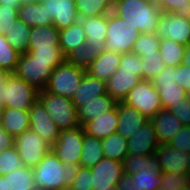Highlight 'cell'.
I'll use <instances>...</instances> for the list:
<instances>
[{"instance_id": "6125c7cd", "label": "cell", "mask_w": 190, "mask_h": 190, "mask_svg": "<svg viewBox=\"0 0 190 190\" xmlns=\"http://www.w3.org/2000/svg\"><path fill=\"white\" fill-rule=\"evenodd\" d=\"M189 157H190V153H189ZM187 174L190 176V159L188 161Z\"/></svg>"}, {"instance_id": "2e32d148", "label": "cell", "mask_w": 190, "mask_h": 190, "mask_svg": "<svg viewBox=\"0 0 190 190\" xmlns=\"http://www.w3.org/2000/svg\"><path fill=\"white\" fill-rule=\"evenodd\" d=\"M40 3L59 31L80 20L75 0H42Z\"/></svg>"}, {"instance_id": "30bf717a", "label": "cell", "mask_w": 190, "mask_h": 190, "mask_svg": "<svg viewBox=\"0 0 190 190\" xmlns=\"http://www.w3.org/2000/svg\"><path fill=\"white\" fill-rule=\"evenodd\" d=\"M14 146L26 167H36L51 147L31 129L14 138Z\"/></svg>"}, {"instance_id": "816d5d0a", "label": "cell", "mask_w": 190, "mask_h": 190, "mask_svg": "<svg viewBox=\"0 0 190 190\" xmlns=\"http://www.w3.org/2000/svg\"><path fill=\"white\" fill-rule=\"evenodd\" d=\"M176 83L188 93L190 91V66L180 64L175 67Z\"/></svg>"}, {"instance_id": "cb8c5ba5", "label": "cell", "mask_w": 190, "mask_h": 190, "mask_svg": "<svg viewBox=\"0 0 190 190\" xmlns=\"http://www.w3.org/2000/svg\"><path fill=\"white\" fill-rule=\"evenodd\" d=\"M118 125V111L115 107L113 110L105 112L100 116H96L91 122L83 125L84 132L90 136L96 137L100 140L117 132Z\"/></svg>"}, {"instance_id": "6da1fadb", "label": "cell", "mask_w": 190, "mask_h": 190, "mask_svg": "<svg viewBox=\"0 0 190 190\" xmlns=\"http://www.w3.org/2000/svg\"><path fill=\"white\" fill-rule=\"evenodd\" d=\"M112 12L128 21L140 33H155L162 14L155 0H115Z\"/></svg>"}, {"instance_id": "681fc988", "label": "cell", "mask_w": 190, "mask_h": 190, "mask_svg": "<svg viewBox=\"0 0 190 190\" xmlns=\"http://www.w3.org/2000/svg\"><path fill=\"white\" fill-rule=\"evenodd\" d=\"M168 144L172 148L190 153V126H182L181 130Z\"/></svg>"}, {"instance_id": "e575fe53", "label": "cell", "mask_w": 190, "mask_h": 190, "mask_svg": "<svg viewBox=\"0 0 190 190\" xmlns=\"http://www.w3.org/2000/svg\"><path fill=\"white\" fill-rule=\"evenodd\" d=\"M7 186L9 190H32L35 186L32 168L20 167L7 174Z\"/></svg>"}, {"instance_id": "d6a6232c", "label": "cell", "mask_w": 190, "mask_h": 190, "mask_svg": "<svg viewBox=\"0 0 190 190\" xmlns=\"http://www.w3.org/2000/svg\"><path fill=\"white\" fill-rule=\"evenodd\" d=\"M101 141L104 158L124 162V159L128 156V142L126 138L116 132Z\"/></svg>"}, {"instance_id": "6f0895ef", "label": "cell", "mask_w": 190, "mask_h": 190, "mask_svg": "<svg viewBox=\"0 0 190 190\" xmlns=\"http://www.w3.org/2000/svg\"><path fill=\"white\" fill-rule=\"evenodd\" d=\"M0 190H9L7 186V177L0 176Z\"/></svg>"}, {"instance_id": "03108f58", "label": "cell", "mask_w": 190, "mask_h": 190, "mask_svg": "<svg viewBox=\"0 0 190 190\" xmlns=\"http://www.w3.org/2000/svg\"><path fill=\"white\" fill-rule=\"evenodd\" d=\"M111 190H118L116 186H111Z\"/></svg>"}, {"instance_id": "f1b7e54d", "label": "cell", "mask_w": 190, "mask_h": 190, "mask_svg": "<svg viewBox=\"0 0 190 190\" xmlns=\"http://www.w3.org/2000/svg\"><path fill=\"white\" fill-rule=\"evenodd\" d=\"M31 29L32 27L18 17L4 36L8 44L18 53H27L29 50V36Z\"/></svg>"}, {"instance_id": "f907efd6", "label": "cell", "mask_w": 190, "mask_h": 190, "mask_svg": "<svg viewBox=\"0 0 190 190\" xmlns=\"http://www.w3.org/2000/svg\"><path fill=\"white\" fill-rule=\"evenodd\" d=\"M168 110L178 117L182 126H190V100L188 98L177 105L170 106Z\"/></svg>"}, {"instance_id": "83f0119b", "label": "cell", "mask_w": 190, "mask_h": 190, "mask_svg": "<svg viewBox=\"0 0 190 190\" xmlns=\"http://www.w3.org/2000/svg\"><path fill=\"white\" fill-rule=\"evenodd\" d=\"M29 48H60L59 30L53 24L32 27Z\"/></svg>"}, {"instance_id": "d6986e66", "label": "cell", "mask_w": 190, "mask_h": 190, "mask_svg": "<svg viewBox=\"0 0 190 190\" xmlns=\"http://www.w3.org/2000/svg\"><path fill=\"white\" fill-rule=\"evenodd\" d=\"M140 81L137 72L117 70L106 82L107 93L117 102H123Z\"/></svg>"}, {"instance_id": "4dcf8cb0", "label": "cell", "mask_w": 190, "mask_h": 190, "mask_svg": "<svg viewBox=\"0 0 190 190\" xmlns=\"http://www.w3.org/2000/svg\"><path fill=\"white\" fill-rule=\"evenodd\" d=\"M86 34L78 21L68 28L59 31V45L64 57H66L76 47L85 44Z\"/></svg>"}, {"instance_id": "ab89813d", "label": "cell", "mask_w": 190, "mask_h": 190, "mask_svg": "<svg viewBox=\"0 0 190 190\" xmlns=\"http://www.w3.org/2000/svg\"><path fill=\"white\" fill-rule=\"evenodd\" d=\"M20 53L12 48L4 35L0 34V68L12 74L16 68Z\"/></svg>"}, {"instance_id": "74e56055", "label": "cell", "mask_w": 190, "mask_h": 190, "mask_svg": "<svg viewBox=\"0 0 190 190\" xmlns=\"http://www.w3.org/2000/svg\"><path fill=\"white\" fill-rule=\"evenodd\" d=\"M143 66H142V79L153 81L166 66L162 60L160 51H154L140 55Z\"/></svg>"}, {"instance_id": "f546056e", "label": "cell", "mask_w": 190, "mask_h": 190, "mask_svg": "<svg viewBox=\"0 0 190 190\" xmlns=\"http://www.w3.org/2000/svg\"><path fill=\"white\" fill-rule=\"evenodd\" d=\"M18 17L30 27L52 24V18L40 2L23 3L18 8Z\"/></svg>"}, {"instance_id": "680465c9", "label": "cell", "mask_w": 190, "mask_h": 190, "mask_svg": "<svg viewBox=\"0 0 190 190\" xmlns=\"http://www.w3.org/2000/svg\"><path fill=\"white\" fill-rule=\"evenodd\" d=\"M42 0H22V4L23 3H37V2H41Z\"/></svg>"}, {"instance_id": "9a60e30c", "label": "cell", "mask_w": 190, "mask_h": 190, "mask_svg": "<svg viewBox=\"0 0 190 190\" xmlns=\"http://www.w3.org/2000/svg\"><path fill=\"white\" fill-rule=\"evenodd\" d=\"M160 174L161 170L157 164L140 170L134 175L124 173L116 188L118 190H159Z\"/></svg>"}, {"instance_id": "7a4b0ae2", "label": "cell", "mask_w": 190, "mask_h": 190, "mask_svg": "<svg viewBox=\"0 0 190 190\" xmlns=\"http://www.w3.org/2000/svg\"><path fill=\"white\" fill-rule=\"evenodd\" d=\"M32 173L35 185L46 190H55L71 183L72 170L52 150L32 168Z\"/></svg>"}, {"instance_id": "11a10c76", "label": "cell", "mask_w": 190, "mask_h": 190, "mask_svg": "<svg viewBox=\"0 0 190 190\" xmlns=\"http://www.w3.org/2000/svg\"><path fill=\"white\" fill-rule=\"evenodd\" d=\"M0 4H6L7 6L11 5L18 9L22 4V0H0Z\"/></svg>"}, {"instance_id": "91938a15", "label": "cell", "mask_w": 190, "mask_h": 190, "mask_svg": "<svg viewBox=\"0 0 190 190\" xmlns=\"http://www.w3.org/2000/svg\"><path fill=\"white\" fill-rule=\"evenodd\" d=\"M55 190H73L72 187L70 185H66L64 187H60L58 189H55Z\"/></svg>"}, {"instance_id": "d4e9b609", "label": "cell", "mask_w": 190, "mask_h": 190, "mask_svg": "<svg viewBox=\"0 0 190 190\" xmlns=\"http://www.w3.org/2000/svg\"><path fill=\"white\" fill-rule=\"evenodd\" d=\"M117 101L113 99L108 93L100 97L92 99L90 102H85L77 108V118L79 124L83 126L87 122H91L96 119V116H100L105 112L113 110Z\"/></svg>"}, {"instance_id": "603a6c76", "label": "cell", "mask_w": 190, "mask_h": 190, "mask_svg": "<svg viewBox=\"0 0 190 190\" xmlns=\"http://www.w3.org/2000/svg\"><path fill=\"white\" fill-rule=\"evenodd\" d=\"M86 34L85 44L98 51H105V40L107 35V15L79 20Z\"/></svg>"}, {"instance_id": "ee69618b", "label": "cell", "mask_w": 190, "mask_h": 190, "mask_svg": "<svg viewBox=\"0 0 190 190\" xmlns=\"http://www.w3.org/2000/svg\"><path fill=\"white\" fill-rule=\"evenodd\" d=\"M162 13H176L190 18V0H155Z\"/></svg>"}, {"instance_id": "e7e4bbea", "label": "cell", "mask_w": 190, "mask_h": 190, "mask_svg": "<svg viewBox=\"0 0 190 190\" xmlns=\"http://www.w3.org/2000/svg\"><path fill=\"white\" fill-rule=\"evenodd\" d=\"M182 190H190V182L187 186H185Z\"/></svg>"}, {"instance_id": "5bb4252c", "label": "cell", "mask_w": 190, "mask_h": 190, "mask_svg": "<svg viewBox=\"0 0 190 190\" xmlns=\"http://www.w3.org/2000/svg\"><path fill=\"white\" fill-rule=\"evenodd\" d=\"M90 170L93 190H111V186H116L124 174L123 162L109 158H103Z\"/></svg>"}, {"instance_id": "52a82bcc", "label": "cell", "mask_w": 190, "mask_h": 190, "mask_svg": "<svg viewBox=\"0 0 190 190\" xmlns=\"http://www.w3.org/2000/svg\"><path fill=\"white\" fill-rule=\"evenodd\" d=\"M86 70L64 61L53 69L46 91L69 99H73Z\"/></svg>"}, {"instance_id": "277c9868", "label": "cell", "mask_w": 190, "mask_h": 190, "mask_svg": "<svg viewBox=\"0 0 190 190\" xmlns=\"http://www.w3.org/2000/svg\"><path fill=\"white\" fill-rule=\"evenodd\" d=\"M62 63L37 61L35 57L27 52L20 54L12 74L41 91L46 89L53 69Z\"/></svg>"}, {"instance_id": "8d00e7d4", "label": "cell", "mask_w": 190, "mask_h": 190, "mask_svg": "<svg viewBox=\"0 0 190 190\" xmlns=\"http://www.w3.org/2000/svg\"><path fill=\"white\" fill-rule=\"evenodd\" d=\"M100 54L98 49L90 47L88 44H83L76 47L66 57L65 61L79 68L86 70L94 59Z\"/></svg>"}, {"instance_id": "94428289", "label": "cell", "mask_w": 190, "mask_h": 190, "mask_svg": "<svg viewBox=\"0 0 190 190\" xmlns=\"http://www.w3.org/2000/svg\"><path fill=\"white\" fill-rule=\"evenodd\" d=\"M4 110V105L0 102V122L2 118V111Z\"/></svg>"}, {"instance_id": "7402d4cb", "label": "cell", "mask_w": 190, "mask_h": 190, "mask_svg": "<svg viewBox=\"0 0 190 190\" xmlns=\"http://www.w3.org/2000/svg\"><path fill=\"white\" fill-rule=\"evenodd\" d=\"M121 61V54L117 52L103 51L94 59L86 69L90 76L98 78L104 82L118 70Z\"/></svg>"}, {"instance_id": "5b68a950", "label": "cell", "mask_w": 190, "mask_h": 190, "mask_svg": "<svg viewBox=\"0 0 190 190\" xmlns=\"http://www.w3.org/2000/svg\"><path fill=\"white\" fill-rule=\"evenodd\" d=\"M39 91L13 74L0 85V102L4 108L29 110L38 99Z\"/></svg>"}, {"instance_id": "7c38bea8", "label": "cell", "mask_w": 190, "mask_h": 190, "mask_svg": "<svg viewBox=\"0 0 190 190\" xmlns=\"http://www.w3.org/2000/svg\"><path fill=\"white\" fill-rule=\"evenodd\" d=\"M175 67L165 66L163 71L153 80L163 109L181 103L187 98V92L176 82Z\"/></svg>"}, {"instance_id": "f5cc1de1", "label": "cell", "mask_w": 190, "mask_h": 190, "mask_svg": "<svg viewBox=\"0 0 190 190\" xmlns=\"http://www.w3.org/2000/svg\"><path fill=\"white\" fill-rule=\"evenodd\" d=\"M14 145V137L8 134L0 124V152Z\"/></svg>"}, {"instance_id": "7dc6e473", "label": "cell", "mask_w": 190, "mask_h": 190, "mask_svg": "<svg viewBox=\"0 0 190 190\" xmlns=\"http://www.w3.org/2000/svg\"><path fill=\"white\" fill-rule=\"evenodd\" d=\"M142 66L143 61L136 53H123L121 54V61L118 70L137 72V76L142 79Z\"/></svg>"}, {"instance_id": "9c48e42d", "label": "cell", "mask_w": 190, "mask_h": 190, "mask_svg": "<svg viewBox=\"0 0 190 190\" xmlns=\"http://www.w3.org/2000/svg\"><path fill=\"white\" fill-rule=\"evenodd\" d=\"M123 103L140 111L148 120H151L163 109L153 81L143 79L129 91Z\"/></svg>"}, {"instance_id": "c3c4849f", "label": "cell", "mask_w": 190, "mask_h": 190, "mask_svg": "<svg viewBox=\"0 0 190 190\" xmlns=\"http://www.w3.org/2000/svg\"><path fill=\"white\" fill-rule=\"evenodd\" d=\"M18 18V9L11 5L0 4V34L5 35Z\"/></svg>"}, {"instance_id": "f6af8a7d", "label": "cell", "mask_w": 190, "mask_h": 190, "mask_svg": "<svg viewBox=\"0 0 190 190\" xmlns=\"http://www.w3.org/2000/svg\"><path fill=\"white\" fill-rule=\"evenodd\" d=\"M70 186L73 190H93L90 168L78 166L72 170Z\"/></svg>"}, {"instance_id": "f35d334b", "label": "cell", "mask_w": 190, "mask_h": 190, "mask_svg": "<svg viewBox=\"0 0 190 190\" xmlns=\"http://www.w3.org/2000/svg\"><path fill=\"white\" fill-rule=\"evenodd\" d=\"M23 166V161L14 145L0 152V176H6Z\"/></svg>"}, {"instance_id": "8992f818", "label": "cell", "mask_w": 190, "mask_h": 190, "mask_svg": "<svg viewBox=\"0 0 190 190\" xmlns=\"http://www.w3.org/2000/svg\"><path fill=\"white\" fill-rule=\"evenodd\" d=\"M38 99L60 130L71 129L80 125L77 118V108L72 99L51 94L46 90L39 91Z\"/></svg>"}, {"instance_id": "b9f144b4", "label": "cell", "mask_w": 190, "mask_h": 190, "mask_svg": "<svg viewBox=\"0 0 190 190\" xmlns=\"http://www.w3.org/2000/svg\"><path fill=\"white\" fill-rule=\"evenodd\" d=\"M160 179L159 190H182L190 182V176L186 173L161 172Z\"/></svg>"}, {"instance_id": "44dd1931", "label": "cell", "mask_w": 190, "mask_h": 190, "mask_svg": "<svg viewBox=\"0 0 190 190\" xmlns=\"http://www.w3.org/2000/svg\"><path fill=\"white\" fill-rule=\"evenodd\" d=\"M150 121L159 144L168 143L182 128L178 117L168 109H161Z\"/></svg>"}, {"instance_id": "1f68e13d", "label": "cell", "mask_w": 190, "mask_h": 190, "mask_svg": "<svg viewBox=\"0 0 190 190\" xmlns=\"http://www.w3.org/2000/svg\"><path fill=\"white\" fill-rule=\"evenodd\" d=\"M81 158L79 166L92 168L97 165L103 158L102 141L96 137L90 136L84 132Z\"/></svg>"}, {"instance_id": "7bdbcfd3", "label": "cell", "mask_w": 190, "mask_h": 190, "mask_svg": "<svg viewBox=\"0 0 190 190\" xmlns=\"http://www.w3.org/2000/svg\"><path fill=\"white\" fill-rule=\"evenodd\" d=\"M160 37L155 33H141L132 49L133 53L140 55L160 51Z\"/></svg>"}, {"instance_id": "ac0fdd59", "label": "cell", "mask_w": 190, "mask_h": 190, "mask_svg": "<svg viewBox=\"0 0 190 190\" xmlns=\"http://www.w3.org/2000/svg\"><path fill=\"white\" fill-rule=\"evenodd\" d=\"M154 156L161 172L187 174V166L190 159L188 152L172 148L168 143H161Z\"/></svg>"}, {"instance_id": "e0dca14e", "label": "cell", "mask_w": 190, "mask_h": 190, "mask_svg": "<svg viewBox=\"0 0 190 190\" xmlns=\"http://www.w3.org/2000/svg\"><path fill=\"white\" fill-rule=\"evenodd\" d=\"M128 155H155L159 142L150 120L144 123L134 134L127 139Z\"/></svg>"}, {"instance_id": "ba28073f", "label": "cell", "mask_w": 190, "mask_h": 190, "mask_svg": "<svg viewBox=\"0 0 190 190\" xmlns=\"http://www.w3.org/2000/svg\"><path fill=\"white\" fill-rule=\"evenodd\" d=\"M84 138L83 126L60 130L59 138L51 147L58 159L70 170L79 166Z\"/></svg>"}, {"instance_id": "ffe728a7", "label": "cell", "mask_w": 190, "mask_h": 190, "mask_svg": "<svg viewBox=\"0 0 190 190\" xmlns=\"http://www.w3.org/2000/svg\"><path fill=\"white\" fill-rule=\"evenodd\" d=\"M116 108L118 111L117 133L126 139L148 121L140 111L127 106L123 102H118Z\"/></svg>"}, {"instance_id": "484cf974", "label": "cell", "mask_w": 190, "mask_h": 190, "mask_svg": "<svg viewBox=\"0 0 190 190\" xmlns=\"http://www.w3.org/2000/svg\"><path fill=\"white\" fill-rule=\"evenodd\" d=\"M106 82L90 76L85 72L79 88L75 91L72 102L76 108L92 99L107 94Z\"/></svg>"}, {"instance_id": "8fae6325", "label": "cell", "mask_w": 190, "mask_h": 190, "mask_svg": "<svg viewBox=\"0 0 190 190\" xmlns=\"http://www.w3.org/2000/svg\"><path fill=\"white\" fill-rule=\"evenodd\" d=\"M155 34L160 39H169L186 46L190 43V20L176 13H162L156 24Z\"/></svg>"}, {"instance_id": "4316f807", "label": "cell", "mask_w": 190, "mask_h": 190, "mask_svg": "<svg viewBox=\"0 0 190 190\" xmlns=\"http://www.w3.org/2000/svg\"><path fill=\"white\" fill-rule=\"evenodd\" d=\"M0 124L8 134L15 138L29 129V110L4 108Z\"/></svg>"}, {"instance_id": "4fadbf2b", "label": "cell", "mask_w": 190, "mask_h": 190, "mask_svg": "<svg viewBox=\"0 0 190 190\" xmlns=\"http://www.w3.org/2000/svg\"><path fill=\"white\" fill-rule=\"evenodd\" d=\"M29 129L37 133L50 147L59 138L60 129L39 99L29 109Z\"/></svg>"}, {"instance_id": "be15d7a7", "label": "cell", "mask_w": 190, "mask_h": 190, "mask_svg": "<svg viewBox=\"0 0 190 190\" xmlns=\"http://www.w3.org/2000/svg\"><path fill=\"white\" fill-rule=\"evenodd\" d=\"M32 190H46V189H43V188L38 187V186L35 185V186L32 188Z\"/></svg>"}, {"instance_id": "60d3db41", "label": "cell", "mask_w": 190, "mask_h": 190, "mask_svg": "<svg viewBox=\"0 0 190 190\" xmlns=\"http://www.w3.org/2000/svg\"><path fill=\"white\" fill-rule=\"evenodd\" d=\"M156 164V157L154 155H128L123 162L124 173L134 175L138 171H142L147 167H153Z\"/></svg>"}, {"instance_id": "9f6ffc18", "label": "cell", "mask_w": 190, "mask_h": 190, "mask_svg": "<svg viewBox=\"0 0 190 190\" xmlns=\"http://www.w3.org/2000/svg\"><path fill=\"white\" fill-rule=\"evenodd\" d=\"M10 73L2 68H0V85L7 80Z\"/></svg>"}, {"instance_id": "003e7915", "label": "cell", "mask_w": 190, "mask_h": 190, "mask_svg": "<svg viewBox=\"0 0 190 190\" xmlns=\"http://www.w3.org/2000/svg\"><path fill=\"white\" fill-rule=\"evenodd\" d=\"M187 98L190 100V91L187 94Z\"/></svg>"}, {"instance_id": "d590c367", "label": "cell", "mask_w": 190, "mask_h": 190, "mask_svg": "<svg viewBox=\"0 0 190 190\" xmlns=\"http://www.w3.org/2000/svg\"><path fill=\"white\" fill-rule=\"evenodd\" d=\"M162 60L166 66L177 67L182 63L185 46L169 39H160L159 46Z\"/></svg>"}, {"instance_id": "db71d44e", "label": "cell", "mask_w": 190, "mask_h": 190, "mask_svg": "<svg viewBox=\"0 0 190 190\" xmlns=\"http://www.w3.org/2000/svg\"><path fill=\"white\" fill-rule=\"evenodd\" d=\"M181 64L190 66V43L185 46L184 56Z\"/></svg>"}, {"instance_id": "bcb514c9", "label": "cell", "mask_w": 190, "mask_h": 190, "mask_svg": "<svg viewBox=\"0 0 190 190\" xmlns=\"http://www.w3.org/2000/svg\"><path fill=\"white\" fill-rule=\"evenodd\" d=\"M28 52L41 62H64L61 48H29Z\"/></svg>"}, {"instance_id": "3957f363", "label": "cell", "mask_w": 190, "mask_h": 190, "mask_svg": "<svg viewBox=\"0 0 190 190\" xmlns=\"http://www.w3.org/2000/svg\"><path fill=\"white\" fill-rule=\"evenodd\" d=\"M140 34L128 21L111 11L107 15L105 50L119 54L131 53Z\"/></svg>"}, {"instance_id": "836d02e7", "label": "cell", "mask_w": 190, "mask_h": 190, "mask_svg": "<svg viewBox=\"0 0 190 190\" xmlns=\"http://www.w3.org/2000/svg\"><path fill=\"white\" fill-rule=\"evenodd\" d=\"M80 19L108 15L112 11L110 0H75Z\"/></svg>"}]
</instances>
